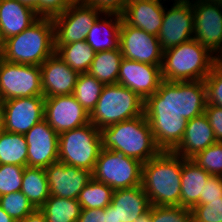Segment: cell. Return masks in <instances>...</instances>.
<instances>
[{
  "mask_svg": "<svg viewBox=\"0 0 222 222\" xmlns=\"http://www.w3.org/2000/svg\"><path fill=\"white\" fill-rule=\"evenodd\" d=\"M204 81L162 80L158 90L144 100V115L161 151L172 152L181 142L187 122L205 112Z\"/></svg>",
  "mask_w": 222,
  "mask_h": 222,
  "instance_id": "6da1fadb",
  "label": "cell"
},
{
  "mask_svg": "<svg viewBox=\"0 0 222 222\" xmlns=\"http://www.w3.org/2000/svg\"><path fill=\"white\" fill-rule=\"evenodd\" d=\"M182 157L161 151L142 164L141 185L151 206H180Z\"/></svg>",
  "mask_w": 222,
  "mask_h": 222,
  "instance_id": "7a4b0ae2",
  "label": "cell"
},
{
  "mask_svg": "<svg viewBox=\"0 0 222 222\" xmlns=\"http://www.w3.org/2000/svg\"><path fill=\"white\" fill-rule=\"evenodd\" d=\"M55 53V29L52 18L39 17L32 25L2 43L1 58L24 65H38Z\"/></svg>",
  "mask_w": 222,
  "mask_h": 222,
  "instance_id": "3957f363",
  "label": "cell"
},
{
  "mask_svg": "<svg viewBox=\"0 0 222 222\" xmlns=\"http://www.w3.org/2000/svg\"><path fill=\"white\" fill-rule=\"evenodd\" d=\"M103 149L120 152L146 163L161 150L157 147L144 114L100 129Z\"/></svg>",
  "mask_w": 222,
  "mask_h": 222,
  "instance_id": "277c9868",
  "label": "cell"
},
{
  "mask_svg": "<svg viewBox=\"0 0 222 222\" xmlns=\"http://www.w3.org/2000/svg\"><path fill=\"white\" fill-rule=\"evenodd\" d=\"M219 59L194 38L163 51L162 80L197 81L207 77Z\"/></svg>",
  "mask_w": 222,
  "mask_h": 222,
  "instance_id": "5b68a950",
  "label": "cell"
},
{
  "mask_svg": "<svg viewBox=\"0 0 222 222\" xmlns=\"http://www.w3.org/2000/svg\"><path fill=\"white\" fill-rule=\"evenodd\" d=\"M144 114V100L121 84L103 87L99 100L90 113V122L101 129Z\"/></svg>",
  "mask_w": 222,
  "mask_h": 222,
  "instance_id": "8992f818",
  "label": "cell"
},
{
  "mask_svg": "<svg viewBox=\"0 0 222 222\" xmlns=\"http://www.w3.org/2000/svg\"><path fill=\"white\" fill-rule=\"evenodd\" d=\"M102 150L100 129L91 122L59 134L58 161L93 172Z\"/></svg>",
  "mask_w": 222,
  "mask_h": 222,
  "instance_id": "52a82bcc",
  "label": "cell"
},
{
  "mask_svg": "<svg viewBox=\"0 0 222 222\" xmlns=\"http://www.w3.org/2000/svg\"><path fill=\"white\" fill-rule=\"evenodd\" d=\"M142 164L135 158L102 148L92 178L110 186L113 190L133 188L141 185Z\"/></svg>",
  "mask_w": 222,
  "mask_h": 222,
  "instance_id": "ba28073f",
  "label": "cell"
},
{
  "mask_svg": "<svg viewBox=\"0 0 222 222\" xmlns=\"http://www.w3.org/2000/svg\"><path fill=\"white\" fill-rule=\"evenodd\" d=\"M0 95L3 101L14 98L43 96L41 67L0 59Z\"/></svg>",
  "mask_w": 222,
  "mask_h": 222,
  "instance_id": "9c48e42d",
  "label": "cell"
},
{
  "mask_svg": "<svg viewBox=\"0 0 222 222\" xmlns=\"http://www.w3.org/2000/svg\"><path fill=\"white\" fill-rule=\"evenodd\" d=\"M103 14L81 0L69 6L63 13L54 16L55 44L86 41L90 28Z\"/></svg>",
  "mask_w": 222,
  "mask_h": 222,
  "instance_id": "30bf717a",
  "label": "cell"
},
{
  "mask_svg": "<svg viewBox=\"0 0 222 222\" xmlns=\"http://www.w3.org/2000/svg\"><path fill=\"white\" fill-rule=\"evenodd\" d=\"M194 13V39L222 59V4L191 1ZM219 53V54H218Z\"/></svg>",
  "mask_w": 222,
  "mask_h": 222,
  "instance_id": "8fae6325",
  "label": "cell"
},
{
  "mask_svg": "<svg viewBox=\"0 0 222 222\" xmlns=\"http://www.w3.org/2000/svg\"><path fill=\"white\" fill-rule=\"evenodd\" d=\"M1 110L3 130L25 134L44 119L45 97L32 96L8 99L3 101Z\"/></svg>",
  "mask_w": 222,
  "mask_h": 222,
  "instance_id": "7c38bea8",
  "label": "cell"
},
{
  "mask_svg": "<svg viewBox=\"0 0 222 222\" xmlns=\"http://www.w3.org/2000/svg\"><path fill=\"white\" fill-rule=\"evenodd\" d=\"M158 40L163 51L194 38V13L192 2L174 1L165 8Z\"/></svg>",
  "mask_w": 222,
  "mask_h": 222,
  "instance_id": "4fadbf2b",
  "label": "cell"
},
{
  "mask_svg": "<svg viewBox=\"0 0 222 222\" xmlns=\"http://www.w3.org/2000/svg\"><path fill=\"white\" fill-rule=\"evenodd\" d=\"M119 48L124 58L151 65H162L163 50L158 37L128 25L120 26Z\"/></svg>",
  "mask_w": 222,
  "mask_h": 222,
  "instance_id": "5bb4252c",
  "label": "cell"
},
{
  "mask_svg": "<svg viewBox=\"0 0 222 222\" xmlns=\"http://www.w3.org/2000/svg\"><path fill=\"white\" fill-rule=\"evenodd\" d=\"M44 119L58 134L90 123V114L73 95L45 98Z\"/></svg>",
  "mask_w": 222,
  "mask_h": 222,
  "instance_id": "9a60e30c",
  "label": "cell"
},
{
  "mask_svg": "<svg viewBox=\"0 0 222 222\" xmlns=\"http://www.w3.org/2000/svg\"><path fill=\"white\" fill-rule=\"evenodd\" d=\"M28 145L27 166L43 168L58 161L59 134L45 119L24 134Z\"/></svg>",
  "mask_w": 222,
  "mask_h": 222,
  "instance_id": "2e32d148",
  "label": "cell"
},
{
  "mask_svg": "<svg viewBox=\"0 0 222 222\" xmlns=\"http://www.w3.org/2000/svg\"><path fill=\"white\" fill-rule=\"evenodd\" d=\"M162 81L161 65L141 63L123 57L117 83L137 93L143 100L153 95Z\"/></svg>",
  "mask_w": 222,
  "mask_h": 222,
  "instance_id": "e0dca14e",
  "label": "cell"
},
{
  "mask_svg": "<svg viewBox=\"0 0 222 222\" xmlns=\"http://www.w3.org/2000/svg\"><path fill=\"white\" fill-rule=\"evenodd\" d=\"M50 195L78 199L81 190L92 179V172L60 161L45 168Z\"/></svg>",
  "mask_w": 222,
  "mask_h": 222,
  "instance_id": "ac0fdd59",
  "label": "cell"
},
{
  "mask_svg": "<svg viewBox=\"0 0 222 222\" xmlns=\"http://www.w3.org/2000/svg\"><path fill=\"white\" fill-rule=\"evenodd\" d=\"M151 203L142 185L113 191L111 204L105 207L106 222H134L150 210Z\"/></svg>",
  "mask_w": 222,
  "mask_h": 222,
  "instance_id": "d6986e66",
  "label": "cell"
},
{
  "mask_svg": "<svg viewBox=\"0 0 222 222\" xmlns=\"http://www.w3.org/2000/svg\"><path fill=\"white\" fill-rule=\"evenodd\" d=\"M41 67V87L45 98L72 95L79 73L72 70L55 52Z\"/></svg>",
  "mask_w": 222,
  "mask_h": 222,
  "instance_id": "ffe728a7",
  "label": "cell"
},
{
  "mask_svg": "<svg viewBox=\"0 0 222 222\" xmlns=\"http://www.w3.org/2000/svg\"><path fill=\"white\" fill-rule=\"evenodd\" d=\"M162 0H135L129 2L121 14L122 19L133 27L158 36L163 22Z\"/></svg>",
  "mask_w": 222,
  "mask_h": 222,
  "instance_id": "44dd1931",
  "label": "cell"
},
{
  "mask_svg": "<svg viewBox=\"0 0 222 222\" xmlns=\"http://www.w3.org/2000/svg\"><path fill=\"white\" fill-rule=\"evenodd\" d=\"M217 142L205 113L187 122L180 144L172 151L184 159H191L200 151Z\"/></svg>",
  "mask_w": 222,
  "mask_h": 222,
  "instance_id": "7402d4cb",
  "label": "cell"
},
{
  "mask_svg": "<svg viewBox=\"0 0 222 222\" xmlns=\"http://www.w3.org/2000/svg\"><path fill=\"white\" fill-rule=\"evenodd\" d=\"M39 16L18 0H0V41L20 34L32 25Z\"/></svg>",
  "mask_w": 222,
  "mask_h": 222,
  "instance_id": "603a6c76",
  "label": "cell"
},
{
  "mask_svg": "<svg viewBox=\"0 0 222 222\" xmlns=\"http://www.w3.org/2000/svg\"><path fill=\"white\" fill-rule=\"evenodd\" d=\"M103 15L105 16V19L99 16L90 28L86 37V43L95 52L115 50L119 48L122 16L121 14Z\"/></svg>",
  "mask_w": 222,
  "mask_h": 222,
  "instance_id": "cb8c5ba5",
  "label": "cell"
},
{
  "mask_svg": "<svg viewBox=\"0 0 222 222\" xmlns=\"http://www.w3.org/2000/svg\"><path fill=\"white\" fill-rule=\"evenodd\" d=\"M211 175L191 159L182 157L180 206L192 209L203 195L204 186Z\"/></svg>",
  "mask_w": 222,
  "mask_h": 222,
  "instance_id": "d4e9b609",
  "label": "cell"
},
{
  "mask_svg": "<svg viewBox=\"0 0 222 222\" xmlns=\"http://www.w3.org/2000/svg\"><path fill=\"white\" fill-rule=\"evenodd\" d=\"M55 52L72 70L79 74L89 71L96 54L86 41L55 44Z\"/></svg>",
  "mask_w": 222,
  "mask_h": 222,
  "instance_id": "484cf974",
  "label": "cell"
},
{
  "mask_svg": "<svg viewBox=\"0 0 222 222\" xmlns=\"http://www.w3.org/2000/svg\"><path fill=\"white\" fill-rule=\"evenodd\" d=\"M123 59L120 48L109 51H98L91 63L88 73L104 85L116 84L120 63Z\"/></svg>",
  "mask_w": 222,
  "mask_h": 222,
  "instance_id": "4316f807",
  "label": "cell"
},
{
  "mask_svg": "<svg viewBox=\"0 0 222 222\" xmlns=\"http://www.w3.org/2000/svg\"><path fill=\"white\" fill-rule=\"evenodd\" d=\"M20 191L39 209L50 196L45 169L26 166Z\"/></svg>",
  "mask_w": 222,
  "mask_h": 222,
  "instance_id": "83f0119b",
  "label": "cell"
},
{
  "mask_svg": "<svg viewBox=\"0 0 222 222\" xmlns=\"http://www.w3.org/2000/svg\"><path fill=\"white\" fill-rule=\"evenodd\" d=\"M28 145L24 134L0 132V164L26 167Z\"/></svg>",
  "mask_w": 222,
  "mask_h": 222,
  "instance_id": "f1b7e54d",
  "label": "cell"
},
{
  "mask_svg": "<svg viewBox=\"0 0 222 222\" xmlns=\"http://www.w3.org/2000/svg\"><path fill=\"white\" fill-rule=\"evenodd\" d=\"M47 222H77L81 206L77 199H66L50 195L39 208Z\"/></svg>",
  "mask_w": 222,
  "mask_h": 222,
  "instance_id": "f546056e",
  "label": "cell"
},
{
  "mask_svg": "<svg viewBox=\"0 0 222 222\" xmlns=\"http://www.w3.org/2000/svg\"><path fill=\"white\" fill-rule=\"evenodd\" d=\"M104 86L103 83L88 72L82 73L78 76L72 95L90 114L94 110Z\"/></svg>",
  "mask_w": 222,
  "mask_h": 222,
  "instance_id": "4dcf8cb0",
  "label": "cell"
},
{
  "mask_svg": "<svg viewBox=\"0 0 222 222\" xmlns=\"http://www.w3.org/2000/svg\"><path fill=\"white\" fill-rule=\"evenodd\" d=\"M113 189L93 178L81 190L78 202L81 209H104L111 204Z\"/></svg>",
  "mask_w": 222,
  "mask_h": 222,
  "instance_id": "1f68e13d",
  "label": "cell"
},
{
  "mask_svg": "<svg viewBox=\"0 0 222 222\" xmlns=\"http://www.w3.org/2000/svg\"><path fill=\"white\" fill-rule=\"evenodd\" d=\"M0 206L17 222L36 209L21 191L0 196Z\"/></svg>",
  "mask_w": 222,
  "mask_h": 222,
  "instance_id": "d6a6232c",
  "label": "cell"
},
{
  "mask_svg": "<svg viewBox=\"0 0 222 222\" xmlns=\"http://www.w3.org/2000/svg\"><path fill=\"white\" fill-rule=\"evenodd\" d=\"M191 160L210 175L222 177V142H215L197 153Z\"/></svg>",
  "mask_w": 222,
  "mask_h": 222,
  "instance_id": "836d02e7",
  "label": "cell"
},
{
  "mask_svg": "<svg viewBox=\"0 0 222 222\" xmlns=\"http://www.w3.org/2000/svg\"><path fill=\"white\" fill-rule=\"evenodd\" d=\"M23 166L0 164V196L21 190Z\"/></svg>",
  "mask_w": 222,
  "mask_h": 222,
  "instance_id": "e575fe53",
  "label": "cell"
},
{
  "mask_svg": "<svg viewBox=\"0 0 222 222\" xmlns=\"http://www.w3.org/2000/svg\"><path fill=\"white\" fill-rule=\"evenodd\" d=\"M151 222H193L192 210L181 206H151Z\"/></svg>",
  "mask_w": 222,
  "mask_h": 222,
  "instance_id": "d590c367",
  "label": "cell"
},
{
  "mask_svg": "<svg viewBox=\"0 0 222 222\" xmlns=\"http://www.w3.org/2000/svg\"><path fill=\"white\" fill-rule=\"evenodd\" d=\"M207 104L222 107V61L219 60L204 79Z\"/></svg>",
  "mask_w": 222,
  "mask_h": 222,
  "instance_id": "8d00e7d4",
  "label": "cell"
},
{
  "mask_svg": "<svg viewBox=\"0 0 222 222\" xmlns=\"http://www.w3.org/2000/svg\"><path fill=\"white\" fill-rule=\"evenodd\" d=\"M191 210L193 222H222V200H206Z\"/></svg>",
  "mask_w": 222,
  "mask_h": 222,
  "instance_id": "74e56055",
  "label": "cell"
},
{
  "mask_svg": "<svg viewBox=\"0 0 222 222\" xmlns=\"http://www.w3.org/2000/svg\"><path fill=\"white\" fill-rule=\"evenodd\" d=\"M85 5L94 7L102 14H122L128 0H81Z\"/></svg>",
  "mask_w": 222,
  "mask_h": 222,
  "instance_id": "f35d334b",
  "label": "cell"
},
{
  "mask_svg": "<svg viewBox=\"0 0 222 222\" xmlns=\"http://www.w3.org/2000/svg\"><path fill=\"white\" fill-rule=\"evenodd\" d=\"M79 0H40V17L53 18Z\"/></svg>",
  "mask_w": 222,
  "mask_h": 222,
  "instance_id": "ab89813d",
  "label": "cell"
},
{
  "mask_svg": "<svg viewBox=\"0 0 222 222\" xmlns=\"http://www.w3.org/2000/svg\"><path fill=\"white\" fill-rule=\"evenodd\" d=\"M206 200H222V177L211 175L207 180L203 195L196 205H202Z\"/></svg>",
  "mask_w": 222,
  "mask_h": 222,
  "instance_id": "60d3db41",
  "label": "cell"
},
{
  "mask_svg": "<svg viewBox=\"0 0 222 222\" xmlns=\"http://www.w3.org/2000/svg\"><path fill=\"white\" fill-rule=\"evenodd\" d=\"M204 113L213 129L216 140L222 142V107L206 104Z\"/></svg>",
  "mask_w": 222,
  "mask_h": 222,
  "instance_id": "b9f144b4",
  "label": "cell"
},
{
  "mask_svg": "<svg viewBox=\"0 0 222 222\" xmlns=\"http://www.w3.org/2000/svg\"><path fill=\"white\" fill-rule=\"evenodd\" d=\"M77 222H106L104 209H81Z\"/></svg>",
  "mask_w": 222,
  "mask_h": 222,
  "instance_id": "7bdbcfd3",
  "label": "cell"
},
{
  "mask_svg": "<svg viewBox=\"0 0 222 222\" xmlns=\"http://www.w3.org/2000/svg\"><path fill=\"white\" fill-rule=\"evenodd\" d=\"M18 222H47L44 213L40 209H35L27 215L23 220Z\"/></svg>",
  "mask_w": 222,
  "mask_h": 222,
  "instance_id": "ee69618b",
  "label": "cell"
},
{
  "mask_svg": "<svg viewBox=\"0 0 222 222\" xmlns=\"http://www.w3.org/2000/svg\"><path fill=\"white\" fill-rule=\"evenodd\" d=\"M21 4H24L32 8L36 14L40 17V0H18Z\"/></svg>",
  "mask_w": 222,
  "mask_h": 222,
  "instance_id": "f6af8a7d",
  "label": "cell"
},
{
  "mask_svg": "<svg viewBox=\"0 0 222 222\" xmlns=\"http://www.w3.org/2000/svg\"><path fill=\"white\" fill-rule=\"evenodd\" d=\"M0 222H17L12 217H10L0 206Z\"/></svg>",
  "mask_w": 222,
  "mask_h": 222,
  "instance_id": "bcb514c9",
  "label": "cell"
},
{
  "mask_svg": "<svg viewBox=\"0 0 222 222\" xmlns=\"http://www.w3.org/2000/svg\"><path fill=\"white\" fill-rule=\"evenodd\" d=\"M134 222H151V207L146 213L136 218Z\"/></svg>",
  "mask_w": 222,
  "mask_h": 222,
  "instance_id": "7dc6e473",
  "label": "cell"
},
{
  "mask_svg": "<svg viewBox=\"0 0 222 222\" xmlns=\"http://www.w3.org/2000/svg\"><path fill=\"white\" fill-rule=\"evenodd\" d=\"M3 130L2 110L0 108V132Z\"/></svg>",
  "mask_w": 222,
  "mask_h": 222,
  "instance_id": "c3c4849f",
  "label": "cell"
},
{
  "mask_svg": "<svg viewBox=\"0 0 222 222\" xmlns=\"http://www.w3.org/2000/svg\"><path fill=\"white\" fill-rule=\"evenodd\" d=\"M206 1L222 4V0H206Z\"/></svg>",
  "mask_w": 222,
  "mask_h": 222,
  "instance_id": "681fc988",
  "label": "cell"
},
{
  "mask_svg": "<svg viewBox=\"0 0 222 222\" xmlns=\"http://www.w3.org/2000/svg\"><path fill=\"white\" fill-rule=\"evenodd\" d=\"M163 1H166V0H163ZM174 1L190 2V0H174Z\"/></svg>",
  "mask_w": 222,
  "mask_h": 222,
  "instance_id": "f907efd6",
  "label": "cell"
},
{
  "mask_svg": "<svg viewBox=\"0 0 222 222\" xmlns=\"http://www.w3.org/2000/svg\"><path fill=\"white\" fill-rule=\"evenodd\" d=\"M2 103H3V100H2L1 95H0V108L2 106Z\"/></svg>",
  "mask_w": 222,
  "mask_h": 222,
  "instance_id": "816d5d0a",
  "label": "cell"
}]
</instances>
